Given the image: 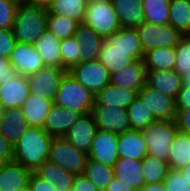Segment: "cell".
Segmentation results:
<instances>
[{
    "label": "cell",
    "mask_w": 190,
    "mask_h": 191,
    "mask_svg": "<svg viewBox=\"0 0 190 191\" xmlns=\"http://www.w3.org/2000/svg\"><path fill=\"white\" fill-rule=\"evenodd\" d=\"M52 140L43 128L28 127L13 145V161L34 172L47 161Z\"/></svg>",
    "instance_id": "cell-1"
},
{
    "label": "cell",
    "mask_w": 190,
    "mask_h": 191,
    "mask_svg": "<svg viewBox=\"0 0 190 191\" xmlns=\"http://www.w3.org/2000/svg\"><path fill=\"white\" fill-rule=\"evenodd\" d=\"M53 104L85 115L92 113L95 95L66 72L60 81Z\"/></svg>",
    "instance_id": "cell-2"
},
{
    "label": "cell",
    "mask_w": 190,
    "mask_h": 191,
    "mask_svg": "<svg viewBox=\"0 0 190 191\" xmlns=\"http://www.w3.org/2000/svg\"><path fill=\"white\" fill-rule=\"evenodd\" d=\"M47 10L30 5L17 7L12 25L16 42L33 44L47 29Z\"/></svg>",
    "instance_id": "cell-3"
},
{
    "label": "cell",
    "mask_w": 190,
    "mask_h": 191,
    "mask_svg": "<svg viewBox=\"0 0 190 191\" xmlns=\"http://www.w3.org/2000/svg\"><path fill=\"white\" fill-rule=\"evenodd\" d=\"M176 119L155 121L140 132L147 147V154L157 159L168 161L170 145L178 133Z\"/></svg>",
    "instance_id": "cell-4"
},
{
    "label": "cell",
    "mask_w": 190,
    "mask_h": 191,
    "mask_svg": "<svg viewBox=\"0 0 190 191\" xmlns=\"http://www.w3.org/2000/svg\"><path fill=\"white\" fill-rule=\"evenodd\" d=\"M88 155L77 150L64 137L53 138L48 155V162L61 166L76 175L83 174Z\"/></svg>",
    "instance_id": "cell-5"
},
{
    "label": "cell",
    "mask_w": 190,
    "mask_h": 191,
    "mask_svg": "<svg viewBox=\"0 0 190 191\" xmlns=\"http://www.w3.org/2000/svg\"><path fill=\"white\" fill-rule=\"evenodd\" d=\"M84 24L104 39L121 28L112 2L87 4Z\"/></svg>",
    "instance_id": "cell-6"
},
{
    "label": "cell",
    "mask_w": 190,
    "mask_h": 191,
    "mask_svg": "<svg viewBox=\"0 0 190 191\" xmlns=\"http://www.w3.org/2000/svg\"><path fill=\"white\" fill-rule=\"evenodd\" d=\"M136 30L144 52L154 48H175L184 36L171 24L156 25L143 22Z\"/></svg>",
    "instance_id": "cell-7"
},
{
    "label": "cell",
    "mask_w": 190,
    "mask_h": 191,
    "mask_svg": "<svg viewBox=\"0 0 190 191\" xmlns=\"http://www.w3.org/2000/svg\"><path fill=\"white\" fill-rule=\"evenodd\" d=\"M67 72L94 95L110 84V73L98 59L80 62Z\"/></svg>",
    "instance_id": "cell-8"
},
{
    "label": "cell",
    "mask_w": 190,
    "mask_h": 191,
    "mask_svg": "<svg viewBox=\"0 0 190 191\" xmlns=\"http://www.w3.org/2000/svg\"><path fill=\"white\" fill-rule=\"evenodd\" d=\"M143 50L122 49L113 46L109 38H105L99 53L98 60L110 74L120 72L135 60H143Z\"/></svg>",
    "instance_id": "cell-9"
},
{
    "label": "cell",
    "mask_w": 190,
    "mask_h": 191,
    "mask_svg": "<svg viewBox=\"0 0 190 191\" xmlns=\"http://www.w3.org/2000/svg\"><path fill=\"white\" fill-rule=\"evenodd\" d=\"M138 97L156 121L176 119L177 110L174 98L163 95L146 84L138 91Z\"/></svg>",
    "instance_id": "cell-10"
},
{
    "label": "cell",
    "mask_w": 190,
    "mask_h": 191,
    "mask_svg": "<svg viewBox=\"0 0 190 191\" xmlns=\"http://www.w3.org/2000/svg\"><path fill=\"white\" fill-rule=\"evenodd\" d=\"M66 72L65 69L45 66L35 74L27 76L30 93L34 96H46L53 101Z\"/></svg>",
    "instance_id": "cell-11"
},
{
    "label": "cell",
    "mask_w": 190,
    "mask_h": 191,
    "mask_svg": "<svg viewBox=\"0 0 190 191\" xmlns=\"http://www.w3.org/2000/svg\"><path fill=\"white\" fill-rule=\"evenodd\" d=\"M97 129L115 134L131 130L127 109L94 105L92 109Z\"/></svg>",
    "instance_id": "cell-12"
},
{
    "label": "cell",
    "mask_w": 190,
    "mask_h": 191,
    "mask_svg": "<svg viewBox=\"0 0 190 191\" xmlns=\"http://www.w3.org/2000/svg\"><path fill=\"white\" fill-rule=\"evenodd\" d=\"M15 71L23 76H30L45 67L42 57L33 44L17 42L9 56Z\"/></svg>",
    "instance_id": "cell-13"
},
{
    "label": "cell",
    "mask_w": 190,
    "mask_h": 191,
    "mask_svg": "<svg viewBox=\"0 0 190 191\" xmlns=\"http://www.w3.org/2000/svg\"><path fill=\"white\" fill-rule=\"evenodd\" d=\"M97 125L92 113L81 115L79 119L71 125L64 138L68 140L77 150L88 155Z\"/></svg>",
    "instance_id": "cell-14"
},
{
    "label": "cell",
    "mask_w": 190,
    "mask_h": 191,
    "mask_svg": "<svg viewBox=\"0 0 190 191\" xmlns=\"http://www.w3.org/2000/svg\"><path fill=\"white\" fill-rule=\"evenodd\" d=\"M117 142L118 134L97 129L88 157L113 167L119 158Z\"/></svg>",
    "instance_id": "cell-15"
},
{
    "label": "cell",
    "mask_w": 190,
    "mask_h": 191,
    "mask_svg": "<svg viewBox=\"0 0 190 191\" xmlns=\"http://www.w3.org/2000/svg\"><path fill=\"white\" fill-rule=\"evenodd\" d=\"M32 171L18 162L0 164V191H25Z\"/></svg>",
    "instance_id": "cell-16"
},
{
    "label": "cell",
    "mask_w": 190,
    "mask_h": 191,
    "mask_svg": "<svg viewBox=\"0 0 190 191\" xmlns=\"http://www.w3.org/2000/svg\"><path fill=\"white\" fill-rule=\"evenodd\" d=\"M29 94L30 90L26 76L19 74L16 78L2 81V84H0V103L5 109L21 108Z\"/></svg>",
    "instance_id": "cell-17"
},
{
    "label": "cell",
    "mask_w": 190,
    "mask_h": 191,
    "mask_svg": "<svg viewBox=\"0 0 190 191\" xmlns=\"http://www.w3.org/2000/svg\"><path fill=\"white\" fill-rule=\"evenodd\" d=\"M146 85L176 100L182 88V77L174 69L146 71Z\"/></svg>",
    "instance_id": "cell-18"
},
{
    "label": "cell",
    "mask_w": 190,
    "mask_h": 191,
    "mask_svg": "<svg viewBox=\"0 0 190 191\" xmlns=\"http://www.w3.org/2000/svg\"><path fill=\"white\" fill-rule=\"evenodd\" d=\"M80 116L81 114L78 112L53 104L43 129L53 138L64 137L71 125L75 123Z\"/></svg>",
    "instance_id": "cell-19"
},
{
    "label": "cell",
    "mask_w": 190,
    "mask_h": 191,
    "mask_svg": "<svg viewBox=\"0 0 190 191\" xmlns=\"http://www.w3.org/2000/svg\"><path fill=\"white\" fill-rule=\"evenodd\" d=\"M110 84L138 92L146 84V69L143 60H135L120 72L110 74Z\"/></svg>",
    "instance_id": "cell-20"
},
{
    "label": "cell",
    "mask_w": 190,
    "mask_h": 191,
    "mask_svg": "<svg viewBox=\"0 0 190 191\" xmlns=\"http://www.w3.org/2000/svg\"><path fill=\"white\" fill-rule=\"evenodd\" d=\"M113 168L114 177L135 191H139L145 185L141 160L119 157Z\"/></svg>",
    "instance_id": "cell-21"
},
{
    "label": "cell",
    "mask_w": 190,
    "mask_h": 191,
    "mask_svg": "<svg viewBox=\"0 0 190 191\" xmlns=\"http://www.w3.org/2000/svg\"><path fill=\"white\" fill-rule=\"evenodd\" d=\"M52 105L53 101L46 96H34L30 93L21 106L29 127L43 128Z\"/></svg>",
    "instance_id": "cell-22"
},
{
    "label": "cell",
    "mask_w": 190,
    "mask_h": 191,
    "mask_svg": "<svg viewBox=\"0 0 190 191\" xmlns=\"http://www.w3.org/2000/svg\"><path fill=\"white\" fill-rule=\"evenodd\" d=\"M29 127L21 108H8L0 121L1 135L14 145Z\"/></svg>",
    "instance_id": "cell-23"
},
{
    "label": "cell",
    "mask_w": 190,
    "mask_h": 191,
    "mask_svg": "<svg viewBox=\"0 0 190 191\" xmlns=\"http://www.w3.org/2000/svg\"><path fill=\"white\" fill-rule=\"evenodd\" d=\"M76 44L81 47L80 62H89L99 57L104 38L84 23L79 24L74 34Z\"/></svg>",
    "instance_id": "cell-24"
},
{
    "label": "cell",
    "mask_w": 190,
    "mask_h": 191,
    "mask_svg": "<svg viewBox=\"0 0 190 191\" xmlns=\"http://www.w3.org/2000/svg\"><path fill=\"white\" fill-rule=\"evenodd\" d=\"M121 27L137 28L145 22L142 0H112Z\"/></svg>",
    "instance_id": "cell-25"
},
{
    "label": "cell",
    "mask_w": 190,
    "mask_h": 191,
    "mask_svg": "<svg viewBox=\"0 0 190 191\" xmlns=\"http://www.w3.org/2000/svg\"><path fill=\"white\" fill-rule=\"evenodd\" d=\"M137 97L136 90L119 88L109 84L95 95L94 105L127 109Z\"/></svg>",
    "instance_id": "cell-26"
},
{
    "label": "cell",
    "mask_w": 190,
    "mask_h": 191,
    "mask_svg": "<svg viewBox=\"0 0 190 191\" xmlns=\"http://www.w3.org/2000/svg\"><path fill=\"white\" fill-rule=\"evenodd\" d=\"M140 131L129 130L118 134L117 150L120 158L142 160L147 155V147Z\"/></svg>",
    "instance_id": "cell-27"
},
{
    "label": "cell",
    "mask_w": 190,
    "mask_h": 191,
    "mask_svg": "<svg viewBox=\"0 0 190 191\" xmlns=\"http://www.w3.org/2000/svg\"><path fill=\"white\" fill-rule=\"evenodd\" d=\"M34 173L54 186L56 191H71L75 175L61 166L45 161Z\"/></svg>",
    "instance_id": "cell-28"
},
{
    "label": "cell",
    "mask_w": 190,
    "mask_h": 191,
    "mask_svg": "<svg viewBox=\"0 0 190 191\" xmlns=\"http://www.w3.org/2000/svg\"><path fill=\"white\" fill-rule=\"evenodd\" d=\"M60 43L61 41L48 29L33 43L45 66L64 69L62 67Z\"/></svg>",
    "instance_id": "cell-29"
},
{
    "label": "cell",
    "mask_w": 190,
    "mask_h": 191,
    "mask_svg": "<svg viewBox=\"0 0 190 191\" xmlns=\"http://www.w3.org/2000/svg\"><path fill=\"white\" fill-rule=\"evenodd\" d=\"M176 61L175 48H154L144 52L143 63L146 71L172 70Z\"/></svg>",
    "instance_id": "cell-30"
},
{
    "label": "cell",
    "mask_w": 190,
    "mask_h": 191,
    "mask_svg": "<svg viewBox=\"0 0 190 191\" xmlns=\"http://www.w3.org/2000/svg\"><path fill=\"white\" fill-rule=\"evenodd\" d=\"M168 166L173 170H180L190 163V134L178 131L170 145Z\"/></svg>",
    "instance_id": "cell-31"
},
{
    "label": "cell",
    "mask_w": 190,
    "mask_h": 191,
    "mask_svg": "<svg viewBox=\"0 0 190 191\" xmlns=\"http://www.w3.org/2000/svg\"><path fill=\"white\" fill-rule=\"evenodd\" d=\"M86 8V0H53L47 13L48 15L67 16L82 24L84 23Z\"/></svg>",
    "instance_id": "cell-32"
},
{
    "label": "cell",
    "mask_w": 190,
    "mask_h": 191,
    "mask_svg": "<svg viewBox=\"0 0 190 191\" xmlns=\"http://www.w3.org/2000/svg\"><path fill=\"white\" fill-rule=\"evenodd\" d=\"M83 174L94 183L98 191H105L114 178V168L88 157Z\"/></svg>",
    "instance_id": "cell-33"
},
{
    "label": "cell",
    "mask_w": 190,
    "mask_h": 191,
    "mask_svg": "<svg viewBox=\"0 0 190 191\" xmlns=\"http://www.w3.org/2000/svg\"><path fill=\"white\" fill-rule=\"evenodd\" d=\"M170 24L183 35L190 34V0H170Z\"/></svg>",
    "instance_id": "cell-34"
},
{
    "label": "cell",
    "mask_w": 190,
    "mask_h": 191,
    "mask_svg": "<svg viewBox=\"0 0 190 191\" xmlns=\"http://www.w3.org/2000/svg\"><path fill=\"white\" fill-rule=\"evenodd\" d=\"M145 22L156 25L170 24V0H142Z\"/></svg>",
    "instance_id": "cell-35"
},
{
    "label": "cell",
    "mask_w": 190,
    "mask_h": 191,
    "mask_svg": "<svg viewBox=\"0 0 190 191\" xmlns=\"http://www.w3.org/2000/svg\"><path fill=\"white\" fill-rule=\"evenodd\" d=\"M142 169L145 179V184L160 183L163 182L168 170V162L157 159L150 155H146L142 160Z\"/></svg>",
    "instance_id": "cell-36"
},
{
    "label": "cell",
    "mask_w": 190,
    "mask_h": 191,
    "mask_svg": "<svg viewBox=\"0 0 190 191\" xmlns=\"http://www.w3.org/2000/svg\"><path fill=\"white\" fill-rule=\"evenodd\" d=\"M79 23L62 15H47V29L60 41L73 37Z\"/></svg>",
    "instance_id": "cell-37"
},
{
    "label": "cell",
    "mask_w": 190,
    "mask_h": 191,
    "mask_svg": "<svg viewBox=\"0 0 190 191\" xmlns=\"http://www.w3.org/2000/svg\"><path fill=\"white\" fill-rule=\"evenodd\" d=\"M127 113L131 130L141 131L156 121L139 97L127 108Z\"/></svg>",
    "instance_id": "cell-38"
},
{
    "label": "cell",
    "mask_w": 190,
    "mask_h": 191,
    "mask_svg": "<svg viewBox=\"0 0 190 191\" xmlns=\"http://www.w3.org/2000/svg\"><path fill=\"white\" fill-rule=\"evenodd\" d=\"M109 39L117 48L143 50L136 28L121 27Z\"/></svg>",
    "instance_id": "cell-39"
},
{
    "label": "cell",
    "mask_w": 190,
    "mask_h": 191,
    "mask_svg": "<svg viewBox=\"0 0 190 191\" xmlns=\"http://www.w3.org/2000/svg\"><path fill=\"white\" fill-rule=\"evenodd\" d=\"M62 67L69 71L73 66L80 63L81 47L76 44V38L70 37L61 40L60 43Z\"/></svg>",
    "instance_id": "cell-40"
},
{
    "label": "cell",
    "mask_w": 190,
    "mask_h": 191,
    "mask_svg": "<svg viewBox=\"0 0 190 191\" xmlns=\"http://www.w3.org/2000/svg\"><path fill=\"white\" fill-rule=\"evenodd\" d=\"M176 51V61L174 65V70L179 74L190 70V37L189 35H184L178 45L175 47Z\"/></svg>",
    "instance_id": "cell-41"
},
{
    "label": "cell",
    "mask_w": 190,
    "mask_h": 191,
    "mask_svg": "<svg viewBox=\"0 0 190 191\" xmlns=\"http://www.w3.org/2000/svg\"><path fill=\"white\" fill-rule=\"evenodd\" d=\"M17 7L9 0H0V30L12 29Z\"/></svg>",
    "instance_id": "cell-42"
},
{
    "label": "cell",
    "mask_w": 190,
    "mask_h": 191,
    "mask_svg": "<svg viewBox=\"0 0 190 191\" xmlns=\"http://www.w3.org/2000/svg\"><path fill=\"white\" fill-rule=\"evenodd\" d=\"M165 191H183L187 186L182 173L179 170L169 169L163 181Z\"/></svg>",
    "instance_id": "cell-43"
},
{
    "label": "cell",
    "mask_w": 190,
    "mask_h": 191,
    "mask_svg": "<svg viewBox=\"0 0 190 191\" xmlns=\"http://www.w3.org/2000/svg\"><path fill=\"white\" fill-rule=\"evenodd\" d=\"M16 39L13 36L12 29L0 30V56L9 58L16 45Z\"/></svg>",
    "instance_id": "cell-44"
},
{
    "label": "cell",
    "mask_w": 190,
    "mask_h": 191,
    "mask_svg": "<svg viewBox=\"0 0 190 191\" xmlns=\"http://www.w3.org/2000/svg\"><path fill=\"white\" fill-rule=\"evenodd\" d=\"M19 74L15 71L14 67L11 65L9 58L5 56H0V84L2 81L8 79H14Z\"/></svg>",
    "instance_id": "cell-45"
},
{
    "label": "cell",
    "mask_w": 190,
    "mask_h": 191,
    "mask_svg": "<svg viewBox=\"0 0 190 191\" xmlns=\"http://www.w3.org/2000/svg\"><path fill=\"white\" fill-rule=\"evenodd\" d=\"M28 190L30 191H56L53 185L38 177L34 172L29 178Z\"/></svg>",
    "instance_id": "cell-46"
},
{
    "label": "cell",
    "mask_w": 190,
    "mask_h": 191,
    "mask_svg": "<svg viewBox=\"0 0 190 191\" xmlns=\"http://www.w3.org/2000/svg\"><path fill=\"white\" fill-rule=\"evenodd\" d=\"M71 191H98L94 183L84 174L76 175Z\"/></svg>",
    "instance_id": "cell-47"
},
{
    "label": "cell",
    "mask_w": 190,
    "mask_h": 191,
    "mask_svg": "<svg viewBox=\"0 0 190 191\" xmlns=\"http://www.w3.org/2000/svg\"><path fill=\"white\" fill-rule=\"evenodd\" d=\"M176 122L180 132L190 134V108L177 110Z\"/></svg>",
    "instance_id": "cell-48"
},
{
    "label": "cell",
    "mask_w": 190,
    "mask_h": 191,
    "mask_svg": "<svg viewBox=\"0 0 190 191\" xmlns=\"http://www.w3.org/2000/svg\"><path fill=\"white\" fill-rule=\"evenodd\" d=\"M13 161V145L0 133V164Z\"/></svg>",
    "instance_id": "cell-49"
},
{
    "label": "cell",
    "mask_w": 190,
    "mask_h": 191,
    "mask_svg": "<svg viewBox=\"0 0 190 191\" xmlns=\"http://www.w3.org/2000/svg\"><path fill=\"white\" fill-rule=\"evenodd\" d=\"M176 110L189 109L190 108V87L182 85V88L177 96Z\"/></svg>",
    "instance_id": "cell-50"
},
{
    "label": "cell",
    "mask_w": 190,
    "mask_h": 191,
    "mask_svg": "<svg viewBox=\"0 0 190 191\" xmlns=\"http://www.w3.org/2000/svg\"><path fill=\"white\" fill-rule=\"evenodd\" d=\"M105 191H135V190L127 186L121 180L114 177L111 183L107 186Z\"/></svg>",
    "instance_id": "cell-51"
},
{
    "label": "cell",
    "mask_w": 190,
    "mask_h": 191,
    "mask_svg": "<svg viewBox=\"0 0 190 191\" xmlns=\"http://www.w3.org/2000/svg\"><path fill=\"white\" fill-rule=\"evenodd\" d=\"M53 0H28L27 5L36 6L48 10Z\"/></svg>",
    "instance_id": "cell-52"
},
{
    "label": "cell",
    "mask_w": 190,
    "mask_h": 191,
    "mask_svg": "<svg viewBox=\"0 0 190 191\" xmlns=\"http://www.w3.org/2000/svg\"><path fill=\"white\" fill-rule=\"evenodd\" d=\"M139 191H165L163 182L145 184Z\"/></svg>",
    "instance_id": "cell-53"
},
{
    "label": "cell",
    "mask_w": 190,
    "mask_h": 191,
    "mask_svg": "<svg viewBox=\"0 0 190 191\" xmlns=\"http://www.w3.org/2000/svg\"><path fill=\"white\" fill-rule=\"evenodd\" d=\"M179 171L182 173L186 183H188V186H190V163L187 166L181 168Z\"/></svg>",
    "instance_id": "cell-54"
},
{
    "label": "cell",
    "mask_w": 190,
    "mask_h": 191,
    "mask_svg": "<svg viewBox=\"0 0 190 191\" xmlns=\"http://www.w3.org/2000/svg\"><path fill=\"white\" fill-rule=\"evenodd\" d=\"M182 77V85H185L186 87H190V70L183 75Z\"/></svg>",
    "instance_id": "cell-55"
},
{
    "label": "cell",
    "mask_w": 190,
    "mask_h": 191,
    "mask_svg": "<svg viewBox=\"0 0 190 191\" xmlns=\"http://www.w3.org/2000/svg\"><path fill=\"white\" fill-rule=\"evenodd\" d=\"M9 1L15 3L17 6H20V5H27L28 0H9Z\"/></svg>",
    "instance_id": "cell-56"
},
{
    "label": "cell",
    "mask_w": 190,
    "mask_h": 191,
    "mask_svg": "<svg viewBox=\"0 0 190 191\" xmlns=\"http://www.w3.org/2000/svg\"><path fill=\"white\" fill-rule=\"evenodd\" d=\"M86 1H87V4L112 2V0H86Z\"/></svg>",
    "instance_id": "cell-57"
},
{
    "label": "cell",
    "mask_w": 190,
    "mask_h": 191,
    "mask_svg": "<svg viewBox=\"0 0 190 191\" xmlns=\"http://www.w3.org/2000/svg\"><path fill=\"white\" fill-rule=\"evenodd\" d=\"M4 110H5L4 106L0 103V121H1V118L4 114Z\"/></svg>",
    "instance_id": "cell-58"
},
{
    "label": "cell",
    "mask_w": 190,
    "mask_h": 191,
    "mask_svg": "<svg viewBox=\"0 0 190 191\" xmlns=\"http://www.w3.org/2000/svg\"><path fill=\"white\" fill-rule=\"evenodd\" d=\"M183 191H190V186H187Z\"/></svg>",
    "instance_id": "cell-59"
}]
</instances>
